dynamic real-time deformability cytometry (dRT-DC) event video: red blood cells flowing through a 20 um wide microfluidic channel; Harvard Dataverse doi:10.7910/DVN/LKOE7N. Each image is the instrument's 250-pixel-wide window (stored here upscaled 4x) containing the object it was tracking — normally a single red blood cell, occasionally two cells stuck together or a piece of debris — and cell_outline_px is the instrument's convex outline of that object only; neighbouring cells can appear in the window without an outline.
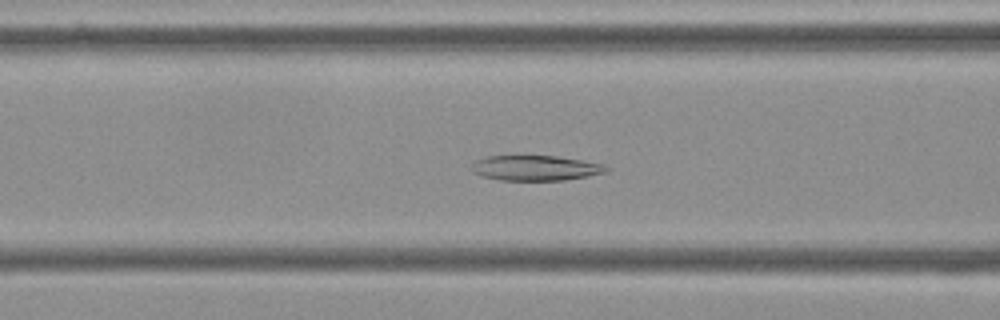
{"species": "Egyptian fruit bat (a non-hibernating species)", "species_latin": "Rousettus aegyptiacus", "temperature_condition": "cold", "stored_images_in_passage": 56, "camera_frame_rate_fps": 3000, "um_per_image_px": 0.085, "frame": {"image": 1, "passage_image": 22, "time_ms": 7.0, "image_size_px": [1000, 320], "cell_outline_px": [[608, 172], [588, 176], [564, 180], [500, 180], [484, 176], [472, 172], [472, 164], [476, 160], [488, 156], [556, 156], [584, 160], [604, 164], [608, 168]], "centroid_in_image_um": [45.56, 14.28], "position_along_channel_um": 121.0, "area_um2": 19.71}}
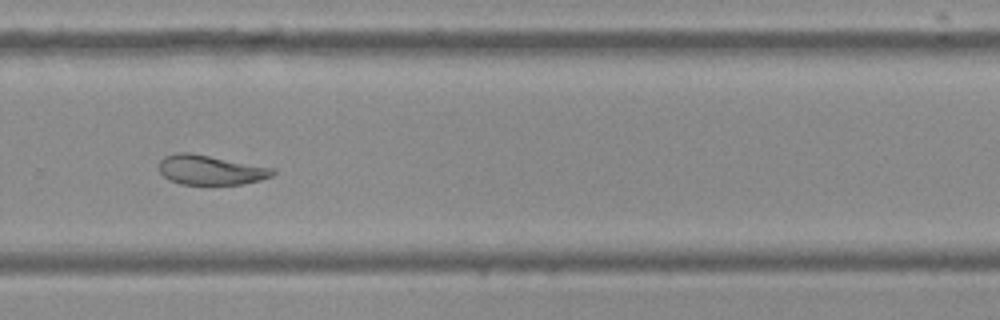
{"frame": {"image": 2, "passage_image": 38, "time_ms": 12.333, "image_size_px": [1000, 320], "cell_outline_px": [[276, 172], [272, 176], [260, 180], [244, 184], [180, 184], [168, 180], [160, 172], [160, 160], [164, 156], [176, 152], [188, 152], [276, 168]], "centroid_in_image_um": [17.91, 14.44], "position_along_channel_um": 311.9, "area_um2": 19.71}}
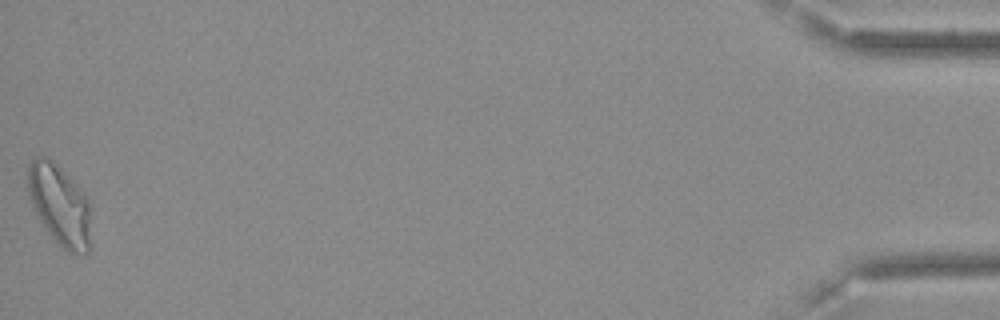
{"frame": {"image": 3, "passage_image": 56, "time_ms": 18.333, "image_size_px": [1000, 320], "cell_outline_px": [[88, 252], [68, 252], [48, 232], [32, 208], [28, 192], [28, 164], [36, 156], [48, 156], [60, 168], [88, 200]], "centroid_in_image_um": [4.99, 17.37], "position_along_channel_um": 430.2, "area_um2": 28.55}}